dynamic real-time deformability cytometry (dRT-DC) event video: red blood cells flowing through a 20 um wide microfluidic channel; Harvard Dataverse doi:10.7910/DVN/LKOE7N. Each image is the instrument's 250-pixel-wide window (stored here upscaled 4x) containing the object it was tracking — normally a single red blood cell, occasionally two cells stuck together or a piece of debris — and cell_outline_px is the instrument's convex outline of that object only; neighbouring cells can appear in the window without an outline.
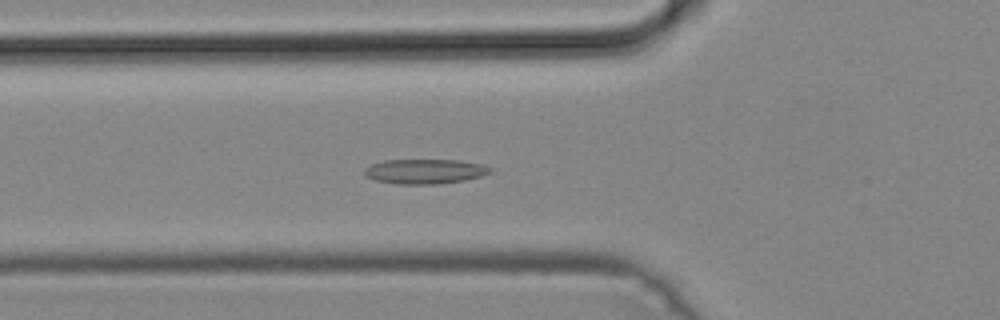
{"species": "common noctule bat (a hibernating species)", "species_latin": "Nyctalus noctula", "temperature_condition": "cold", "stored_images_in_passage": 44, "camera_frame_rate_fps": 3000, "um_per_image_px": 0.085, "animal": {"sex": "male", "body_mass_g": 19.2, "forearm_length_mm": 51.8}, "frame": {"image": 1, "passage_image": 12, "time_ms": 3.667, "image_size_px": [1000, 320], "cell_outline_px": [[492, 172], [480, 176], [464, 180], [436, 184], [396, 184], [376, 180], [364, 176], [364, 168], [372, 164], [384, 160], [460, 160], [480, 164], [492, 168]], "centroid_in_image_um": [36.09, 14.57], "position_along_channel_um": 89.7, "area_um2": 18.09}}
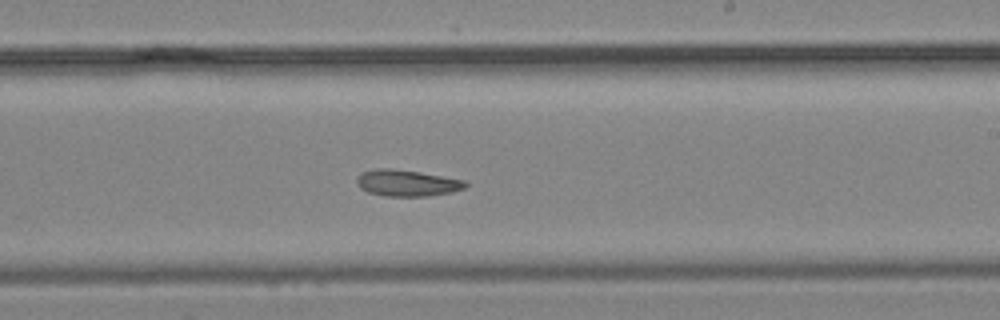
{"frame": {"image": 2, "passage_image": 24, "time_ms": 7.667, "image_size_px": [1000, 320], "cell_outline_px": [[468, 184], [464, 188], [452, 192], [428, 196], [384, 196], [368, 192], [360, 188], [356, 184], [356, 180], [364, 172], [372, 168], [392, 168], [420, 172], [468, 180]], "centroid_in_image_um": [34.62, 15.55], "position_along_channel_um": 254.4, "area_um2": 16.88}}
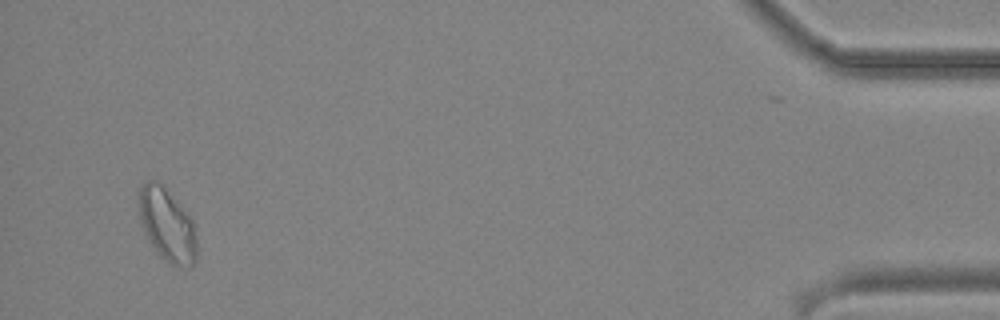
{"frame": {"image": 3, "passage_image": 42, "time_ms": 13.667, "image_size_px": [1000, 320], "cell_outline_px": [[196, 264], [188, 268], [180, 268], [172, 264], [160, 256], [152, 244], [144, 228], [140, 216], [136, 192], [140, 184], [148, 180], [156, 180], [164, 184], [192, 220], [196, 240]], "centroid_in_image_um": [14.19, 19.07], "position_along_channel_um": 421.0, "area_um2": 24.8}}